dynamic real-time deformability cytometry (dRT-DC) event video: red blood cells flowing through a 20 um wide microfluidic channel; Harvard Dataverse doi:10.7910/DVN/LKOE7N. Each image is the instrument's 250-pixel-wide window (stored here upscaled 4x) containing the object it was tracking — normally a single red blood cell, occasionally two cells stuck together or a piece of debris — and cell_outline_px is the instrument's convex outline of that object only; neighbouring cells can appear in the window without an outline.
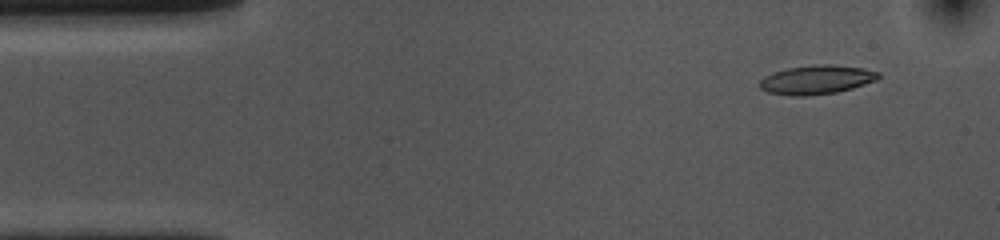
{"species": "common noctule bat (a hibernating species)", "species_latin": "Nyctalus noctula", "temperature_condition": "cold", "stored_images_in_passage": 13, "camera_frame_rate_fps": 3000, "um_per_image_px": 0.085, "animal": {"sex": "female", "body_mass_g": 10.0, "forearm_length_mm": 53.1}, "frame": {"image": 1, "passage_image": 2, "time_ms": 0.333, "image_size_px": [1000, 240], "cell_outline_px": [[880, 76], [876, 80], [852, 88], [836, 92], [808, 96], [792, 96], [768, 92], [760, 88], [760, 80], [764, 76], [788, 68], [816, 64], [832, 64], [864, 68], [880, 72]], "centroid_in_image_um": [69.42, 6.77], "position_along_channel_um": 15.6, "area_um2": 20.0}}
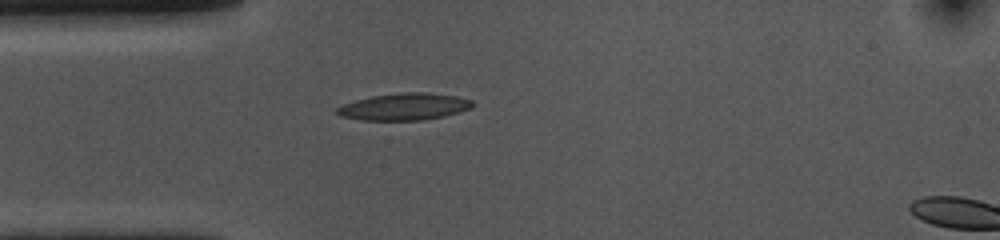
{"frame": {"image": 2, "passage_image": 11, "time_ms": 3.333, "image_size_px": [1000, 240], "cell_outline_px": [[472, 108], [444, 116], [424, 120], [360, 120], [340, 116], [336, 112], [336, 108], [344, 104], [356, 100], [372, 96], [404, 92], [424, 92], [456, 96], [472, 100]], "centroid_in_image_um": [34.35, 9.07], "position_along_channel_um": 50.6, "area_um2": 21.15}}